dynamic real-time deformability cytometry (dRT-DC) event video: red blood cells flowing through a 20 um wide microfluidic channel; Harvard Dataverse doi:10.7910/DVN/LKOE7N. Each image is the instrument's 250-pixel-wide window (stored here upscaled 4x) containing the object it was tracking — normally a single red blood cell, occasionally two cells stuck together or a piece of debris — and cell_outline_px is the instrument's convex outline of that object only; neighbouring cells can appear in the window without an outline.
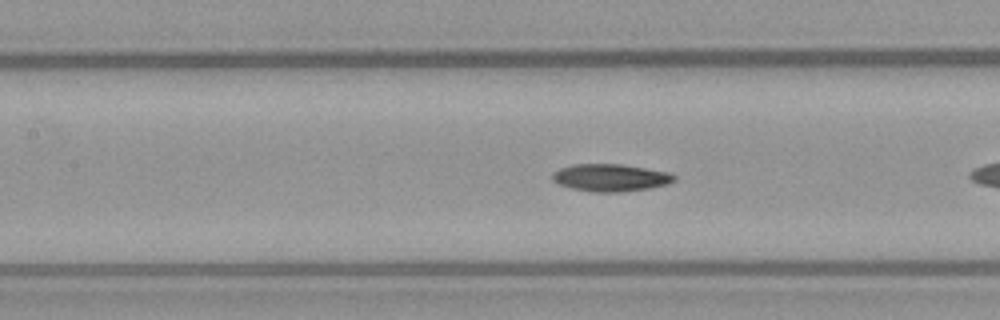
{"species": "common noctule bat (a hibernating species)", "species_latin": "Nyctalus noctula", "temperature_condition": "warm", "stored_images_in_passage": 14, "camera_frame_rate_fps": 3000, "um_per_image_px": 0.085, "animal": {"sex": "female", "body_mass_g": 21.9}, "frame": {"image": 1, "passage_image": 8, "time_ms": 2.333, "image_size_px": [1000, 320], "cell_outline_px": [[676, 180], [668, 184], [648, 188], [620, 192], [592, 192], [572, 188], [560, 184], [552, 180], [552, 172], [560, 168], [572, 164], [620, 164], [668, 172], [676, 176]], "centroid_in_image_um": [51.88, 15.1], "position_along_channel_um": 155.5, "area_um2": 19.36}}
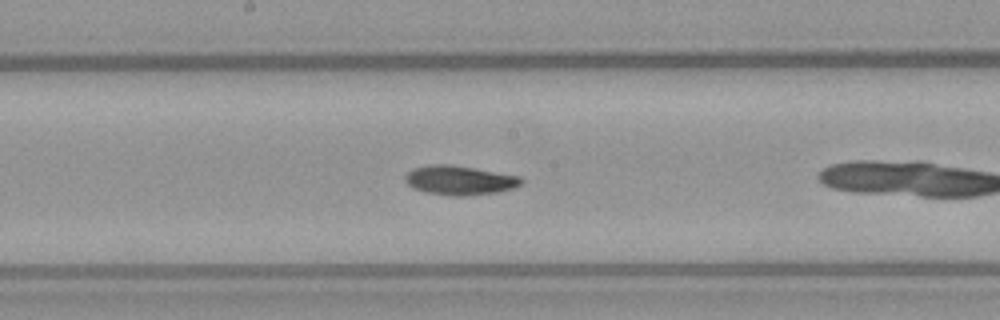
{"frame": {"image": 2, "passage_image": 12, "time_ms": 3.667, "image_size_px": [1000, 320], "cell_outline_px": [[524, 184], [516, 188], [496, 192], [464, 196], [452, 196], [424, 192], [412, 188], [404, 180], [404, 176], [412, 168], [428, 164], [452, 164], [520, 176], [524, 180]], "centroid_in_image_um": [39.07, 15.32], "position_along_channel_um": 209.1, "area_um2": 20.17}}